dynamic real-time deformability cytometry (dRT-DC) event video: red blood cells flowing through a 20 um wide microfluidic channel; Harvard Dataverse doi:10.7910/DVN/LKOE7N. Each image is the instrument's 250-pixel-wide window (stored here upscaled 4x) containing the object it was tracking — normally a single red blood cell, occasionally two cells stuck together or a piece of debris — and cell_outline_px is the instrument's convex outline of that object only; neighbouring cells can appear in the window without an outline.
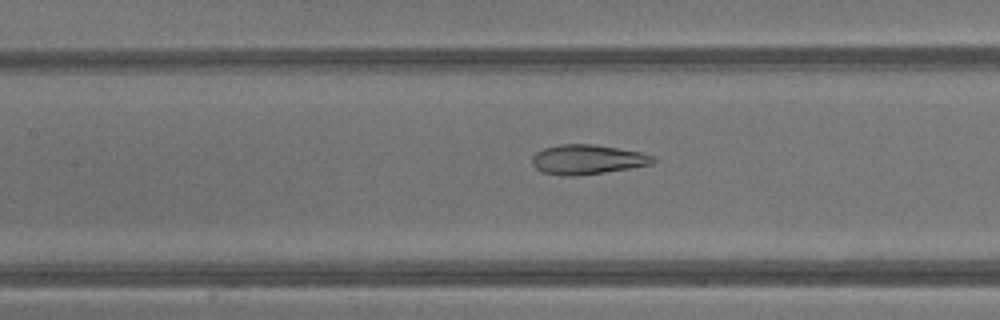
{"species": "common noctule bat (a hibernating species)", "species_latin": "Nyctalus noctula", "temperature_condition": "warm", "stored_images_in_passage": 43, "camera_frame_rate_fps": 3000, "um_per_image_px": 0.085, "animal": {"sex": "male", "body_mass_g": 13.3}, "frame": {"image": 1, "passage_image": 20, "time_ms": 6.333, "image_size_px": [1000, 320], "cell_outline_px": [[656, 160], [652, 164], [628, 168], [572, 176], [564, 176], [544, 172], [536, 168], [532, 164], [532, 156], [536, 152], [544, 148], [560, 144], [592, 144], [640, 152], [652, 156]], "centroid_in_image_um": [49.88, 13.54], "position_along_channel_um": 157.5, "area_um2": 20.46}}
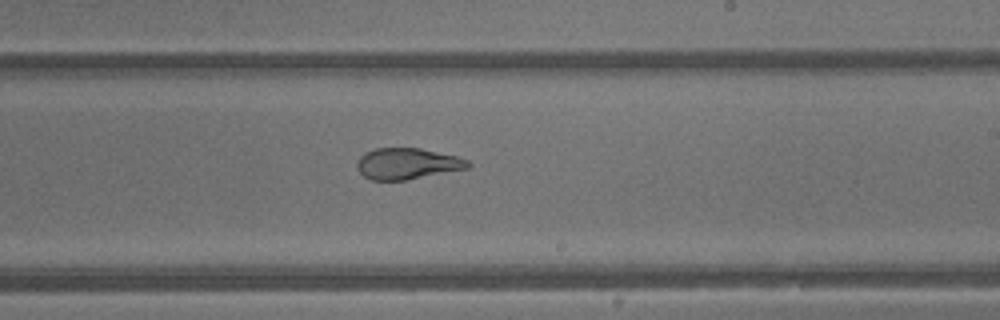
{"frame": {"image": 2, "passage_image": 26, "time_ms": 8.333, "image_size_px": [1000, 320], "cell_outline_px": [[472, 164], [468, 168], [408, 180], [372, 180], [364, 176], [356, 168], [356, 164], [360, 156], [364, 152], [376, 148], [420, 148], [456, 156], [468, 160]], "centroid_in_image_um": [34.6, 13.91], "position_along_channel_um": 254.4, "area_um2": 20.23}}
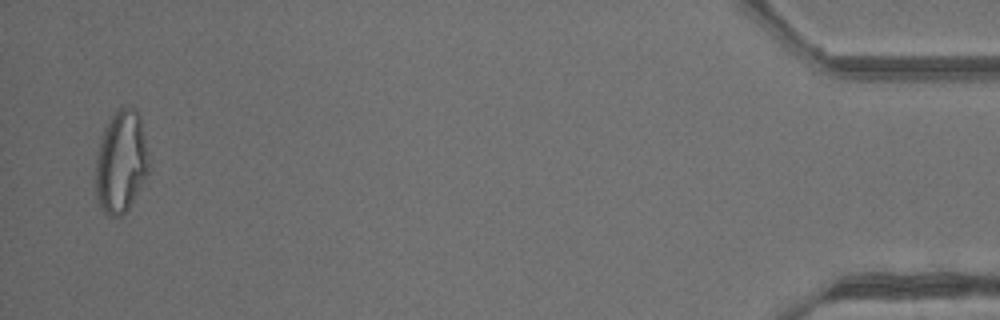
{"frame": {"image": 3, "passage_image": 42, "time_ms": 13.667, "image_size_px": [1000, 320], "cell_outline_px": [[148, 172], [144, 180], [128, 208], [120, 216], [108, 216], [100, 208], [96, 200], [96, 156], [100, 136], [108, 120], [116, 108], [120, 104], [128, 104], [136, 108], [140, 116], [148, 164]], "centroid_in_image_um": [10.24, 13.69], "position_along_channel_um": 425.0, "area_um2": 31.91}, "authors_computed_cell_mechanics": {"area_um2": 26.1256, "velocity_mm_per_s": 4.8615, "shape_relaxation_time_tau1_ms": null, "shape_relaxation_time_tau2_ms": 0.8439, "deformation_change_tau1": null, "deformation_change_tau2": 0.0579}}